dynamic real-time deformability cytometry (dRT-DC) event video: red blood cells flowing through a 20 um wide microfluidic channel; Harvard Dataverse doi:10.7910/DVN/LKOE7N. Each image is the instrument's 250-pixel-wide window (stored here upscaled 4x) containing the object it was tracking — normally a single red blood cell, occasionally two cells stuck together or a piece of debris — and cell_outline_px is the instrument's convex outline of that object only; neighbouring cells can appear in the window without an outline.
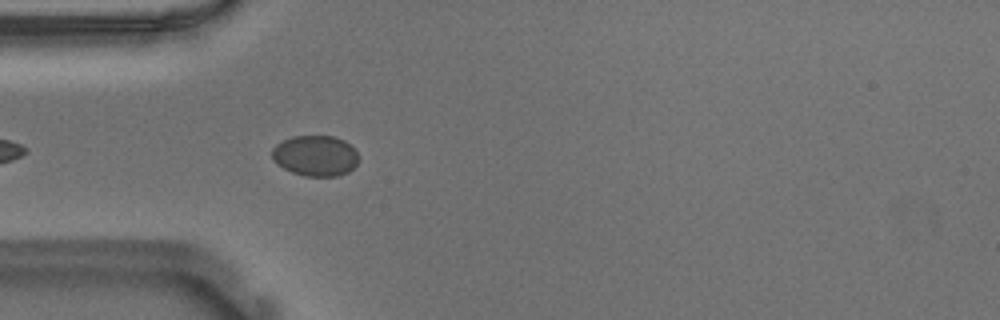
{"species": "Egyptian fruit bat (a non-hibernating species)", "species_latin": "Rousettus aegyptiacus", "temperature_condition": "warm", "stored_images_in_passage": 30, "camera_frame_rate_fps": 3000, "um_per_image_px": 0.085, "animal": {"sex": "male"}, "frame": {"image": 1, "passage_image": 5, "time_ms": 1.333, "image_size_px": [1000, 320], "cell_outline_px": [[356, 164], [348, 172], [336, 176], [304, 176], [292, 172], [284, 168], [272, 156], [272, 148], [276, 144], [292, 136], [332, 136], [344, 140], [356, 152]], "centroid_in_image_um": [26.79, 13.23], "position_along_channel_um": 58.2, "area_um2": 20.11}}